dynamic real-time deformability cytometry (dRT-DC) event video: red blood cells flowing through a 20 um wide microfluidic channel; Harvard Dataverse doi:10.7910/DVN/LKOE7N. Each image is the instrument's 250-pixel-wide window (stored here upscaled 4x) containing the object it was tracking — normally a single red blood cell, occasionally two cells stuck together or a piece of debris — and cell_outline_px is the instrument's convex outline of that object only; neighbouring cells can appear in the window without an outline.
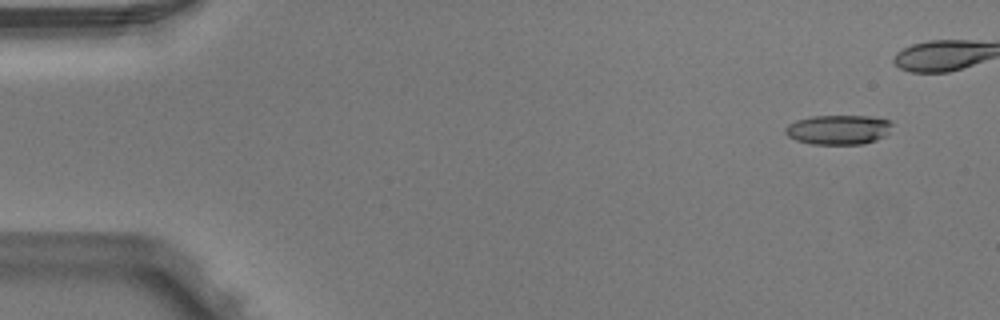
{"species": "Egyptian fruit bat (a non-hibernating species)", "species_latin": "Rousettus aegyptiacus", "temperature_condition": "warm", "stored_images_in_passage": 3, "camera_frame_rate_fps": 3000, "um_per_image_px": 0.085, "animal": {"sex": "male"}, "frame": {"image": 1, "passage_image": 1, "time_ms": 0.0, "image_size_px": [1000, 320], "cell_outline_px": [[892, 124], [888, 132], [884, 136], [876, 140], [864, 144], [812, 144], [796, 140], [788, 136], [784, 132], [784, 128], [788, 124], [796, 120], [812, 116], [872, 116], [888, 120]], "centroid_in_image_um": [71.24, 11.02], "position_along_channel_um": 13.8, "area_um2": 18.44}}